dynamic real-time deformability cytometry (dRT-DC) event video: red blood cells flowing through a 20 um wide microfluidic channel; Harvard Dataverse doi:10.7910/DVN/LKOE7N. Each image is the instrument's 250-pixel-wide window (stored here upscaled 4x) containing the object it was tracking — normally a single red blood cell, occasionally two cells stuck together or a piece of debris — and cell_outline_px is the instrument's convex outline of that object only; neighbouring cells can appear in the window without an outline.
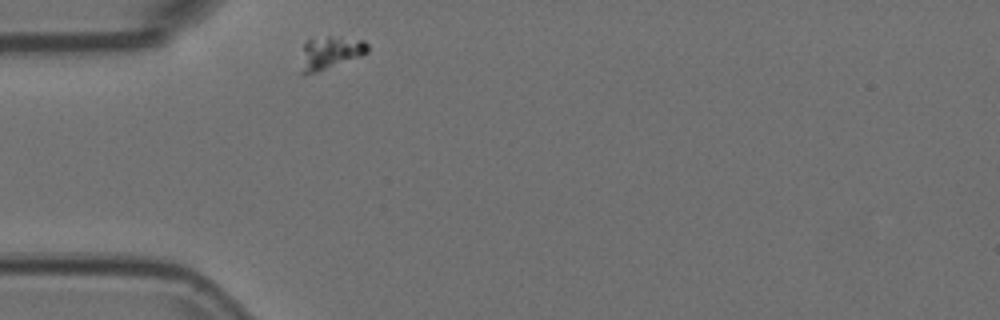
{"species": "Egyptian fruit bat (a non-hibernating species)", "species_latin": "Rousettus aegyptiacus", "temperature_condition": "room temperature", "stored_images_in_passage": 1, "camera_frame_rate_fps": 3000, "um_per_image_px": 0.085, "animal": {"sex": "female"}, "frame": {"image": 1, "passage_image": 1, "time_ms": 0.0, "image_size_px": [1000, 320], "cell_outline_px": [[368, 52], [360, 56], [316, 72], [304, 76], [300, 72], [304, 44], [312, 36], [340, 36], [364, 40], [368, 44]], "centroid_in_image_um": [28.04, 4.45], "position_along_channel_um": 57.0, "area_um2": 12.95}}